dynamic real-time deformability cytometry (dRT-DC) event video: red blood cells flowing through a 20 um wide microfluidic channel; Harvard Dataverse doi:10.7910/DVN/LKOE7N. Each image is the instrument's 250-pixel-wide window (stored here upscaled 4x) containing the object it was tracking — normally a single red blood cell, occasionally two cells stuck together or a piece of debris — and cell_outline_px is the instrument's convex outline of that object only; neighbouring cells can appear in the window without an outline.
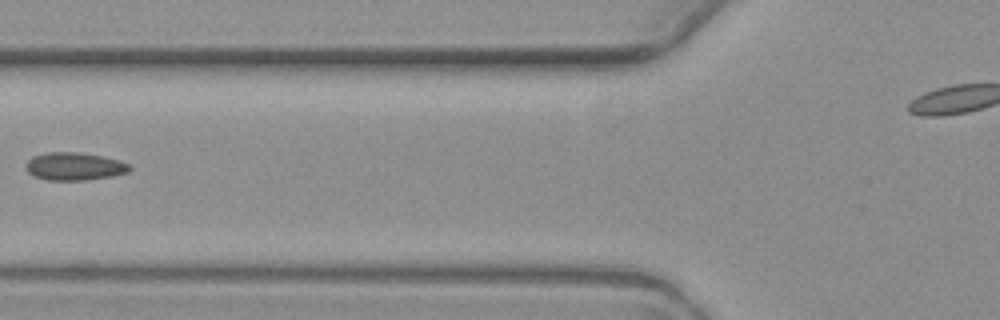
{"species": "common noctule bat (a hibernating species)", "species_latin": "Nyctalus noctula", "temperature_condition": "warm", "stored_images_in_passage": 5, "camera_frame_rate_fps": 3000, "um_per_image_px": 0.085, "animal": {"sex": "female", "body_mass_g": 19.3, "forearm_length_mm": 54.1}, "frame": {"image": 1, "passage_image": 4, "time_ms": 4.667, "image_size_px": [1000, 320], "cell_outline_px": [[132, 168], [128, 172], [112, 176], [84, 180], [48, 180], [36, 176], [28, 172], [28, 160], [32, 156], [48, 152], [76, 152], [100, 156], [120, 160], [132, 164]], "centroid_in_image_um": [6.39, 14.14], "position_along_channel_um": 119.4, "area_um2": 16.65}}
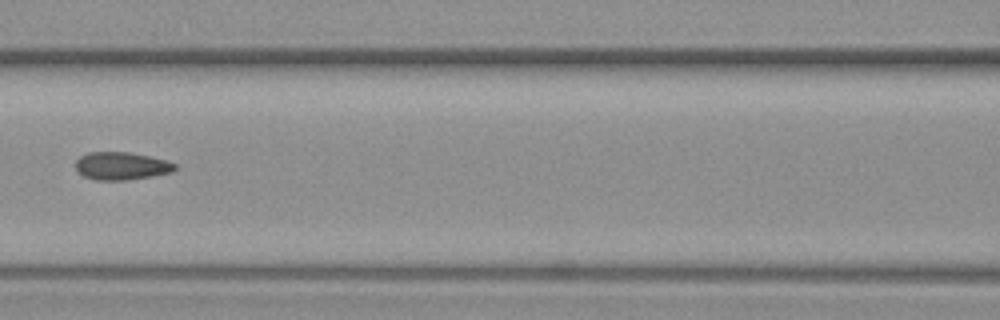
{"frame": {"image": 2, "passage_image": 5, "time_ms": 5.667, "image_size_px": [1000, 320], "cell_outline_px": [[176, 168], [172, 172], [152, 176], [128, 180], [96, 180], [84, 176], [76, 168], [76, 160], [80, 156], [88, 152], [128, 152], [148, 156], [164, 160], [176, 164]], "centroid_in_image_um": [10.31, 14.11], "position_along_channel_um": 156.3, "area_um2": 15.95}}